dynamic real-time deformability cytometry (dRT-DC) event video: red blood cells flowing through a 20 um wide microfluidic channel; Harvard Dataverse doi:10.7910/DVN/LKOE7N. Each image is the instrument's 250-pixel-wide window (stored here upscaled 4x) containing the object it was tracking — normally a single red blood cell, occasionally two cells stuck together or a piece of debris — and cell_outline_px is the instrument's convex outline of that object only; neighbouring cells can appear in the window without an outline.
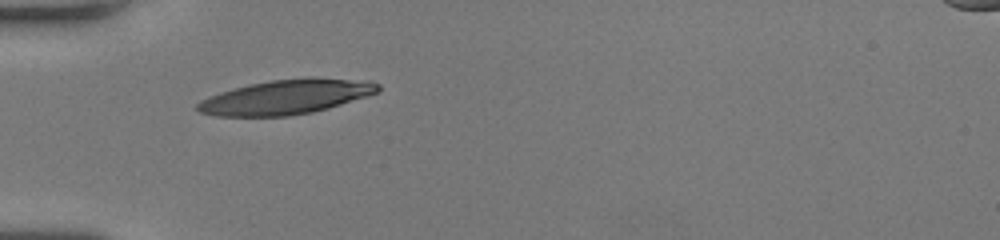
{"species": "human", "species_latin": "Homo sapiens", "temperature_condition": "room temperature", "stored_images_in_passage": 29, "camera_frame_rate_fps": 3000, "um_per_image_px": 0.085, "donor": {"sex": "female"}, "frame": {"image": 1, "passage_image": 1, "time_ms": 0.0, "image_size_px": [1000, 240], "cell_outline_px": [[380, 92], [368, 96], [328, 108], [312, 112], [288, 116], [212, 116], [200, 112], [196, 108], [196, 104], [200, 100], [208, 96], [220, 92], [252, 84], [272, 80], [368, 80], [380, 84]], "centroid_in_image_um": [24.27, 8.29], "position_along_channel_um": 60.7, "area_um2": 35.32}}
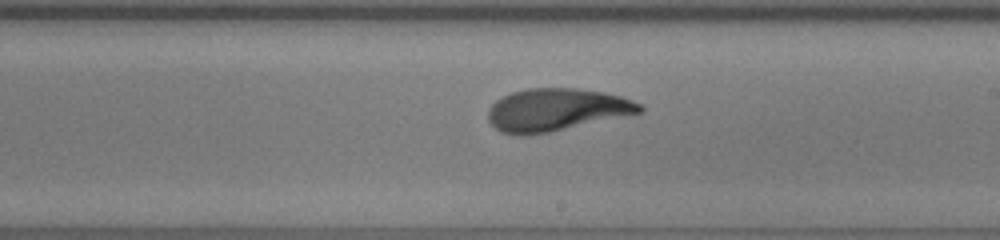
{"frame": {"image": 2, "passage_image": 15, "time_ms": 4.667, "image_size_px": [1000, 240], "cell_outline_px": [[644, 108], [640, 112], [548, 132], [524, 136], [516, 136], [500, 132], [488, 120], [488, 108], [496, 100], [512, 92], [528, 88], [576, 88], [604, 92], [620, 96], [640, 104]], "centroid_in_image_um": [47.22, 9.33], "position_along_channel_um": 241.8, "area_um2": 37.17}}
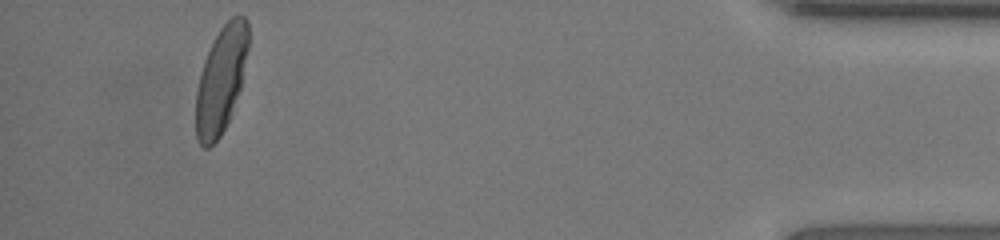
{"frame": {"image": 3, "passage_image": 28, "time_ms": 9.0, "image_size_px": [1000, 240], "cell_outline_px": [[248, 48], [240, 88], [232, 112], [220, 136], [208, 148], [204, 148], [196, 140], [196, 92], [200, 72], [204, 60], [220, 28], [232, 16], [244, 16], [248, 20]], "centroid_in_image_um": [18.78, 6.79], "position_along_channel_um": 416.4, "area_um2": 32.19}}